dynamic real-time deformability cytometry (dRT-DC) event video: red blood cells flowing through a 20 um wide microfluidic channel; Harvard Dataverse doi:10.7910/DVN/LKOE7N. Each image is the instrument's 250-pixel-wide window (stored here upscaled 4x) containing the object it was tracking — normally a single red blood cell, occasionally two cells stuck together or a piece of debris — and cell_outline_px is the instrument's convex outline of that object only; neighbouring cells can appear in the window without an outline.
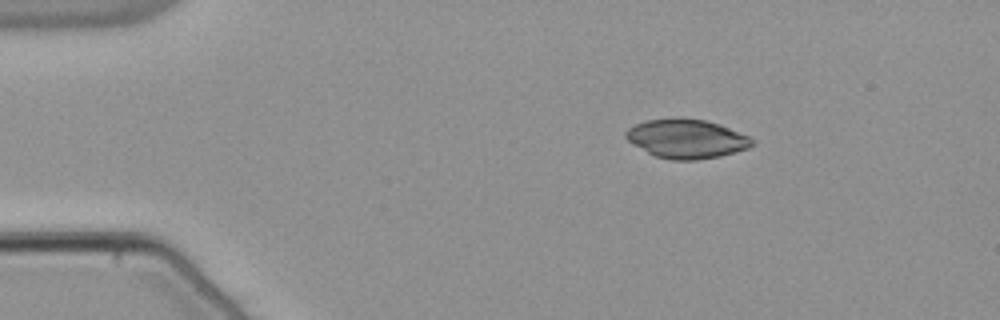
{"species": "common noctule bat (a hibernating species)", "species_latin": "Nyctalus noctula", "temperature_condition": "warm", "stored_images_in_passage": 45, "camera_frame_rate_fps": 3000, "um_per_image_px": 0.085, "animal": {"sex": "male", "body_mass_g": 21.5, "forearm_length_mm": 52.0}, "frame": {"image": 1, "passage_image": 1, "time_ms": 0.0, "image_size_px": [1000, 320], "cell_outline_px": [[756, 140], [748, 148], [720, 156], [696, 160], [672, 160], [656, 156], [632, 144], [624, 136], [624, 132], [628, 128], [636, 124], [648, 120], [676, 116], [680, 116], [704, 120], [720, 124], [748, 136]], "centroid_in_image_um": [58.34, 11.77], "position_along_channel_um": 26.7, "area_um2": 28.9}}
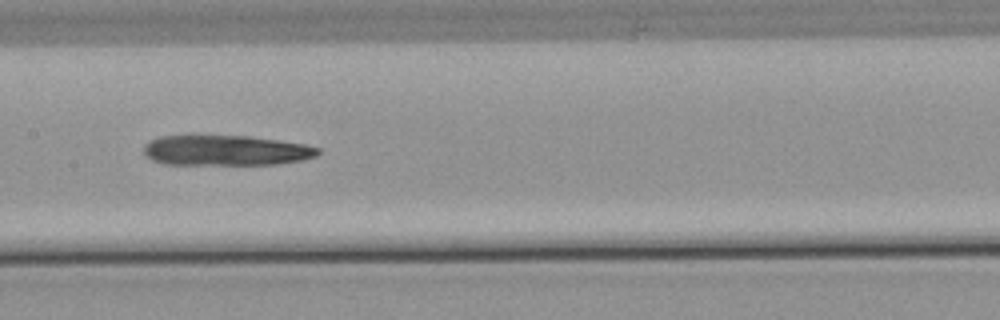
{"frame": {"image": 2, "passage_image": 19, "time_ms": 6.0, "image_size_px": [1000, 320], "cell_outline_px": [[320, 152], [316, 156], [300, 160], [276, 164], [164, 164], [152, 160], [144, 156], [144, 144], [148, 140], [160, 136], [188, 132], [192, 132], [248, 136], [280, 140], [304, 144], [320, 148]], "centroid_in_image_um": [19.07, 12.73], "position_along_channel_um": 188.3, "area_um2": 32.08}}
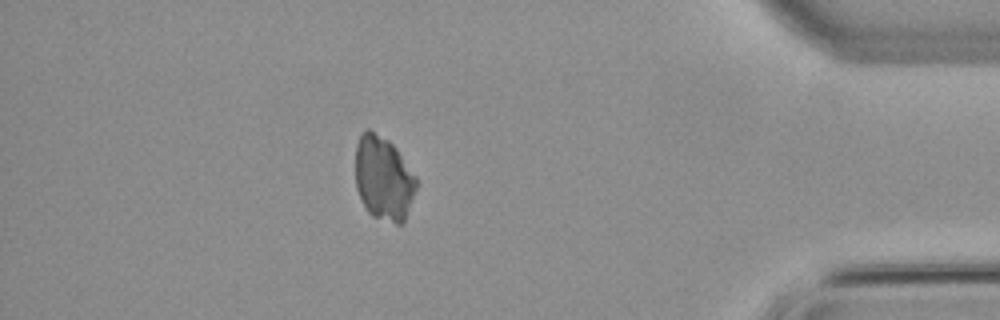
{"frame": {"image": 3, "passage_image": 39, "time_ms": 12.667, "image_size_px": [1000, 320], "cell_outline_px": [[416, 188], [404, 220], [400, 224], [396, 224], [372, 216], [368, 212], [356, 188], [356, 144], [360, 136], [368, 128], [388, 140], [396, 148], [416, 176]], "centroid_in_image_um": [32.59, 15.15], "position_along_channel_um": 402.6, "area_um2": 29.48}}